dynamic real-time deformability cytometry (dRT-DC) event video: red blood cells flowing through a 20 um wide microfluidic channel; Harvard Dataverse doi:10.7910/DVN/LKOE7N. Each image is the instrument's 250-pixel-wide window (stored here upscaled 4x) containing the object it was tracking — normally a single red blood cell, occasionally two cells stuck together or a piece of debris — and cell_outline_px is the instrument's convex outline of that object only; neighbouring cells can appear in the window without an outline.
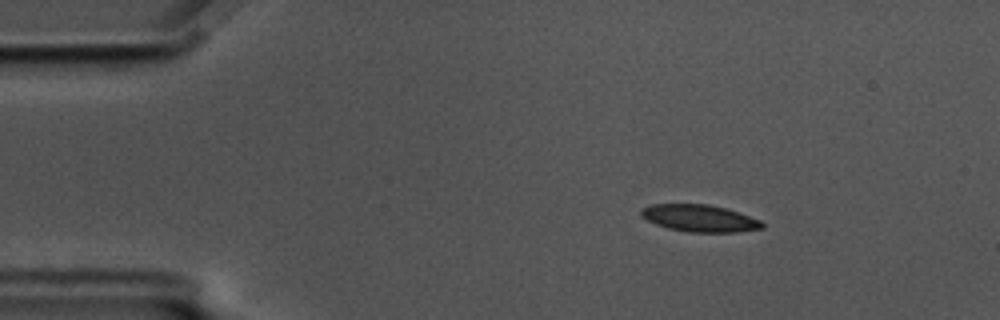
{"species": "common noctule bat (a hibernating species)", "species_latin": "Nyctalus noctula", "temperature_condition": "cold", "stored_images_in_passage": 57, "camera_frame_rate_fps": 3000, "um_per_image_px": 0.085, "animal": {"sex": "male", "body_mass_g": 17.5, "forearm_length_mm": 52.3}, "frame": {"image": 1, "passage_image": 8, "time_ms": 2.333, "image_size_px": [1000, 320], "cell_outline_px": [[764, 228], [736, 232], [688, 232], [668, 228], [656, 224], [640, 216], [640, 208], [652, 204], [708, 204], [740, 212], [760, 220], [764, 224]], "centroid_in_image_um": [59.46, 18.55], "position_along_channel_um": 25.5, "area_um2": 19.13}}
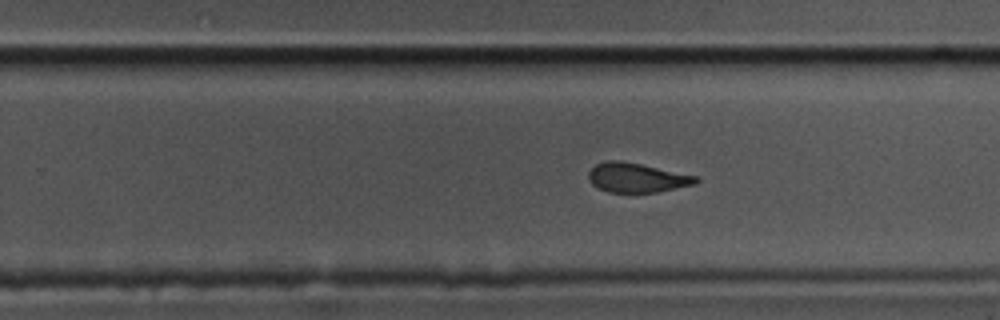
{"frame": {"image": 2, "passage_image": 35, "time_ms": 11.333, "image_size_px": [1000, 320], "cell_outline_px": [[700, 180], [696, 184], [656, 192], [608, 192], [596, 188], [588, 180], [588, 172], [596, 164], [608, 160], [620, 160], [640, 164], [696, 176]], "centroid_in_image_um": [54.09, 15.11], "position_along_channel_um": 275.7, "area_um2": 18.32}}
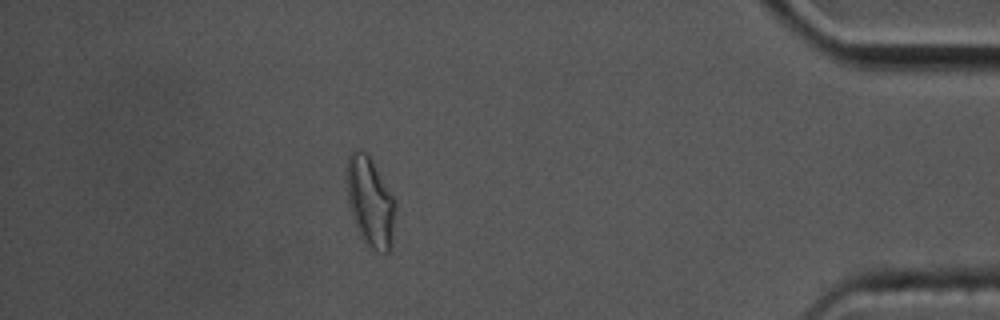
{"frame": {"image": 3, "passage_image": 50, "time_ms": 16.333, "image_size_px": [1000, 320], "cell_outline_px": [[396, 208], [392, 244], [388, 252], [376, 252], [360, 236], [352, 220], [348, 204], [348, 156], [356, 148], [360, 148], [372, 160], [396, 200]], "centroid_in_image_um": [31.49, 17.19], "position_along_channel_um": 403.7, "area_um2": 25.43}, "authors_computed_cell_mechanics": {"area_um2": 19.7098, "velocity_mm_per_s": 3.4801, "shape_relaxation_time_tau1_ms": 7.5361, "shape_relaxation_time_tau2_ms": 1.8746, "deformation_change_tau1": 0.1568, "deformation_change_tau2": 0.0679}}